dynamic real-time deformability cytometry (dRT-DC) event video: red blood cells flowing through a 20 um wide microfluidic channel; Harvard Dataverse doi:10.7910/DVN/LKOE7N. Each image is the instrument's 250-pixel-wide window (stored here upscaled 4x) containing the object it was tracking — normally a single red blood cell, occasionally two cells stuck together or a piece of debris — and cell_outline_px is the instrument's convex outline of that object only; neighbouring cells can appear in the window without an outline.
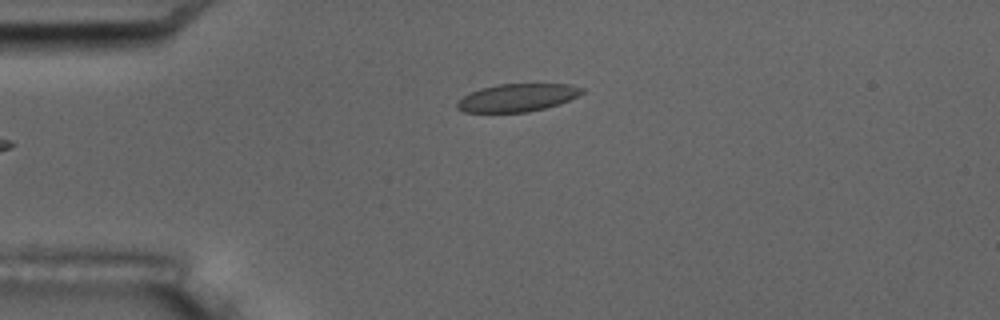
{"species": "common noctule bat (a hibernating species)", "species_latin": "Nyctalus noctula", "temperature_condition": "room temperature", "stored_images_in_passage": 3, "camera_frame_rate_fps": 3000, "um_per_image_px": 0.085, "animal": {"sex": "male", "body_mass_g": 17.5, "forearm_length_mm": 52.3}, "frame": {"image": 1, "passage_image": 3, "time_ms": 3.0, "image_size_px": [1000, 320], "cell_outline_px": [[584, 92], [560, 104], [528, 112], [464, 112], [456, 108], [456, 100], [480, 88], [500, 84], [568, 84], [584, 88]], "centroid_in_image_um": [43.95, 8.3], "position_along_channel_um": 41.1, "area_um2": 20.17}}